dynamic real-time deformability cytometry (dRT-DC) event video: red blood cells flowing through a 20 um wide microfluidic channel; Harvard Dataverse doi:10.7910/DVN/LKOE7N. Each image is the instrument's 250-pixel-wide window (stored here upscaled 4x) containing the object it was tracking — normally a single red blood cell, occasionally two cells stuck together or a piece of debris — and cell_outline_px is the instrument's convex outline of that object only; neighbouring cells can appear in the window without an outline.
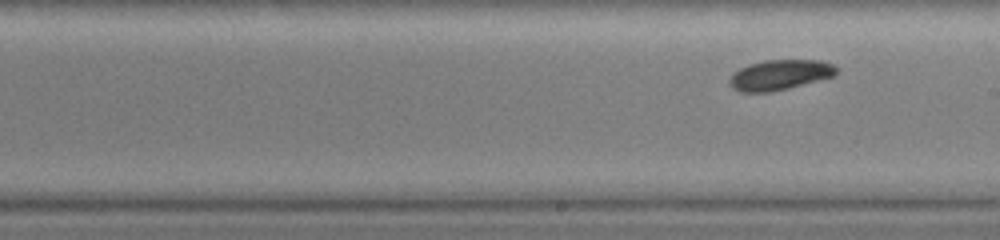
{"species": "common noctule bat (a hibernating species)", "species_latin": "Nyctalus noctula", "temperature_condition": "warm", "stored_images_in_passage": 16, "segment_of_instrument_passage": [2, 2], "camera_frame_rate_fps": 3000, "um_per_image_px": 0.085, "animal": {"sex": "female", "body_mass_g": 19.0, "forearm_length_mm": 51.5}, "frame": {"image": 1, "passage_image": 16, "time_ms": 6.0, "image_size_px": [1000, 240], "cell_outline_px": [[836, 72], [832, 76], [788, 88], [772, 92], [740, 92], [732, 88], [728, 84], [728, 80], [740, 68], [748, 64], [764, 60], [824, 60], [832, 64], [836, 68]], "centroid_in_image_um": [66.24, 6.36], "position_along_channel_um": 222.8, "area_um2": 18.67}}